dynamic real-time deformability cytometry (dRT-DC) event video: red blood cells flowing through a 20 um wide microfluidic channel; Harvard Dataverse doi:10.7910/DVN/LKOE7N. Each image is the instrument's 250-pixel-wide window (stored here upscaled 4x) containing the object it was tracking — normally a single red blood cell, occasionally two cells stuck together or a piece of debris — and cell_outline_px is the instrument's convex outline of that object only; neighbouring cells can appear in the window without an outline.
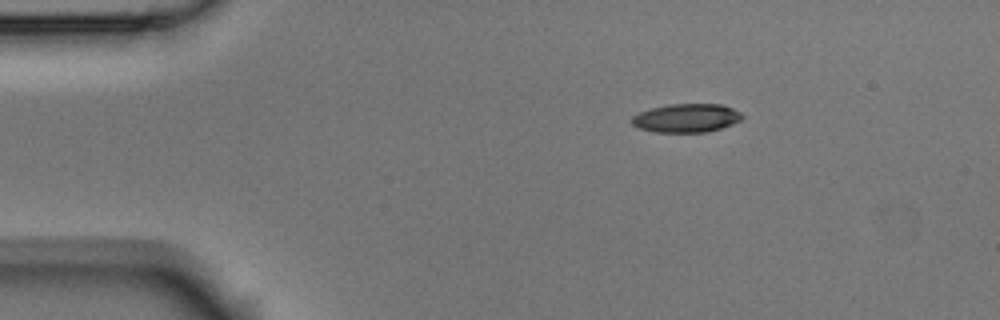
{"species": "Egyptian fruit bat (a non-hibernating species)", "species_latin": "Rousettus aegyptiacus", "temperature_condition": "room temperature", "stored_images_in_passage": 6, "camera_frame_rate_fps": 3000, "um_per_image_px": 0.085, "animal": {"sex": "male"}, "frame": {"image": 1, "passage_image": 1, "time_ms": 0.0, "image_size_px": [1000, 320], "cell_outline_px": [[744, 116], [740, 120], [732, 124], [708, 132], [656, 132], [640, 128], [632, 124], [632, 116], [640, 112], [652, 108], [668, 104], [724, 104], [740, 112]], "centroid_in_image_um": [58.37, 10.03], "position_along_channel_um": 26.6, "area_um2": 18.32}}
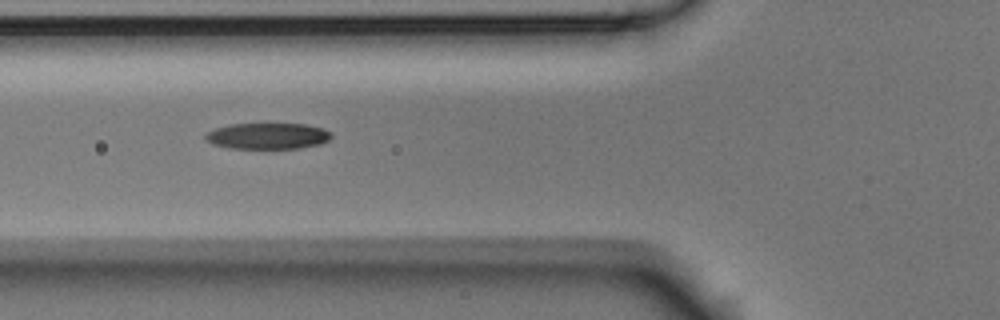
{"frame": {"image": 2, "passage_image": 4, "time_ms": 1.0, "image_size_px": [1000, 320], "cell_outline_px": [[332, 136], [328, 140], [320, 144], [300, 148], [228, 148], [212, 144], [204, 140], [204, 132], [228, 124], [268, 120], [304, 124], [324, 128], [332, 132]], "centroid_in_image_um": [22.71, 11.49], "position_along_channel_um": 103.1, "area_um2": 20.46}}
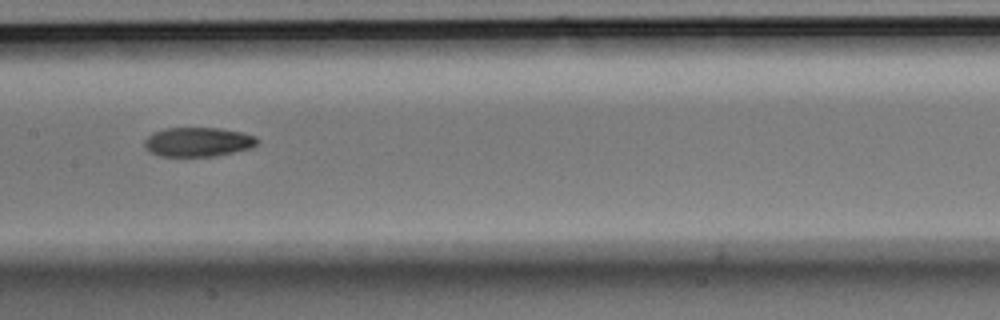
{"frame": {"image": 3, "passage_image": 6, "time_ms": 1.667, "image_size_px": [1000, 320], "cell_outline_px": [[260, 140], [252, 148], [216, 156], [160, 156], [144, 148], [144, 140], [152, 132], [168, 128], [220, 128], [240, 132], [256, 136]], "centroid_in_image_um": [16.84, 12.06], "position_along_channel_um": 190.6, "area_um2": 19.31}}